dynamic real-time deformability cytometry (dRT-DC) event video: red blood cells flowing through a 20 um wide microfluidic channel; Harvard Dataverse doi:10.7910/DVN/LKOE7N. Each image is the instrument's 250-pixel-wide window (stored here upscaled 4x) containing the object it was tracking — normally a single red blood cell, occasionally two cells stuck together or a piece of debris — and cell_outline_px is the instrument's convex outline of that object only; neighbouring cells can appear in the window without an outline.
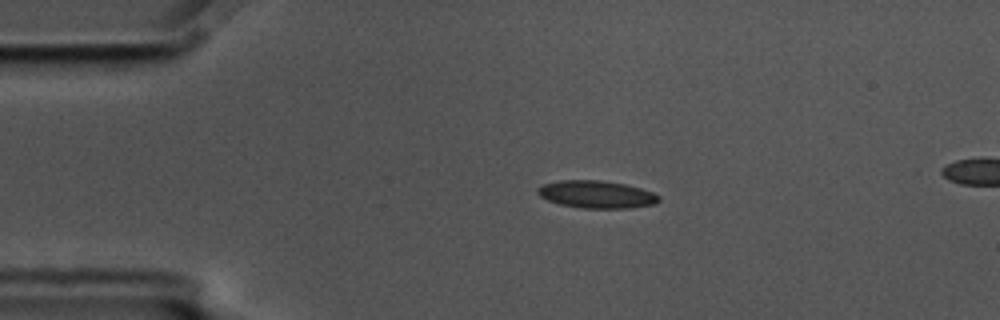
{"species": "common noctule bat (a hibernating species)", "species_latin": "Nyctalus noctula", "temperature_condition": "cold", "stored_images_in_passage": 39, "camera_frame_rate_fps": 3000, "um_per_image_px": 0.085, "animal": {"sex": "male", "body_mass_g": 17.5, "forearm_length_mm": 52.3}, "frame": {"image": 1, "passage_image": 1, "time_ms": 0.0, "image_size_px": [1000, 320], "cell_outline_px": [[660, 200], [656, 204], [632, 208], [584, 208], [560, 204], [548, 200], [540, 196], [536, 192], [536, 188], [544, 184], [560, 180], [600, 180], [624, 184], [640, 188], [652, 192], [660, 196]], "centroid_in_image_um": [50.71, 16.52], "position_along_channel_um": 34.3, "area_um2": 19.42}}
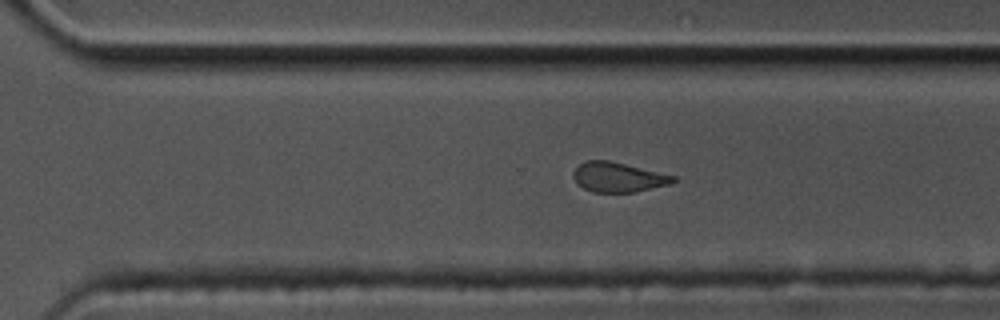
{"frame": {"image": 2, "passage_image": 28, "time_ms": 9.0, "image_size_px": [1000, 320], "cell_outline_px": [[676, 180], [672, 184], [636, 192], [592, 192], [576, 184], [572, 176], [572, 172], [584, 160], [608, 160], [676, 176]], "centroid_in_image_um": [52.53, 15.07], "position_along_channel_um": 318.1, "area_um2": 17.46}}
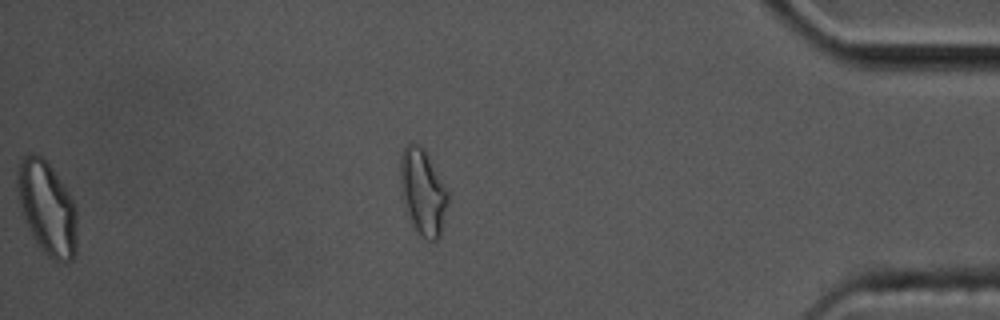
{"frame": {"image": 3, "passage_image": 38, "time_ms": 12.333, "image_size_px": [1000, 320], "cell_outline_px": [[76, 252], [72, 260], [52, 260], [44, 252], [32, 236], [24, 216], [20, 204], [16, 180], [20, 156], [32, 152], [36, 152], [52, 168], [60, 180], [72, 200], [76, 208]], "centroid_in_image_um": [3.99, 17.65], "position_along_channel_um": 431.2, "area_um2": 32.08}, "authors_computed_cell_mechanics": {"area_um2": 18.9006, "velocity_mm_per_s": 3.5727, "shape_relaxation_time_tau1_ms": 3.8117, "shape_relaxation_time_tau2_ms": 1.7183, "deformation_change_tau1": 0.1192, "deformation_change_tau2": 0.0721}}